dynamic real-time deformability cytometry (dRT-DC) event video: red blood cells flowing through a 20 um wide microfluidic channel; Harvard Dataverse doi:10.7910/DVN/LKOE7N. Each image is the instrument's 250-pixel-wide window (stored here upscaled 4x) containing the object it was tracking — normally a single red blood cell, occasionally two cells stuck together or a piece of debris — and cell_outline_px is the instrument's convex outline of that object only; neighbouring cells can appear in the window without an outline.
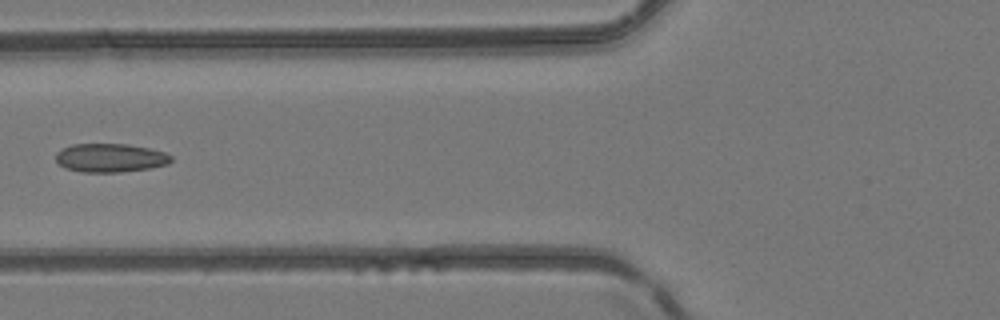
{"species": "common noctule bat (a hibernating species)", "species_latin": "Nyctalus noctula", "temperature_condition": "room temperature", "stored_images_in_passage": 6, "camera_frame_rate_fps": 3000, "um_per_image_px": 0.085, "animal": {"sex": "female", "body_mass_g": 24.6, "forearm_length_mm": 56.2}, "frame": {"image": 1, "passage_image": 5, "time_ms": 5.667, "image_size_px": [1000, 320], "cell_outline_px": [[172, 160], [168, 164], [152, 168], [120, 172], [80, 172], [64, 168], [56, 160], [56, 152], [72, 144], [128, 144], [148, 148], [164, 152], [172, 156]], "centroid_in_image_um": [9.38, 13.42], "position_along_channel_um": 116.4, "area_um2": 19.31}}
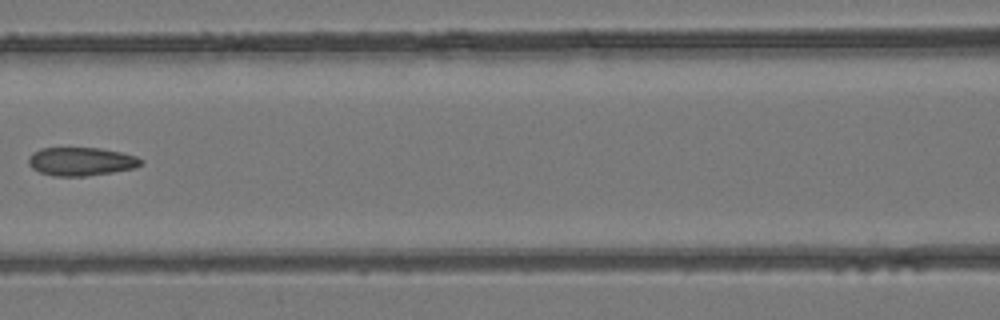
{"frame": {"image": 2, "passage_image": 6, "time_ms": 6.667, "image_size_px": [1000, 320], "cell_outline_px": [[144, 160], [136, 168], [88, 176], [56, 176], [40, 172], [32, 168], [28, 164], [28, 156], [32, 152], [40, 148], [100, 148], [120, 152], [136, 156]], "centroid_in_image_um": [6.88, 13.72], "position_along_channel_um": 159.7, "area_um2": 18.67}}